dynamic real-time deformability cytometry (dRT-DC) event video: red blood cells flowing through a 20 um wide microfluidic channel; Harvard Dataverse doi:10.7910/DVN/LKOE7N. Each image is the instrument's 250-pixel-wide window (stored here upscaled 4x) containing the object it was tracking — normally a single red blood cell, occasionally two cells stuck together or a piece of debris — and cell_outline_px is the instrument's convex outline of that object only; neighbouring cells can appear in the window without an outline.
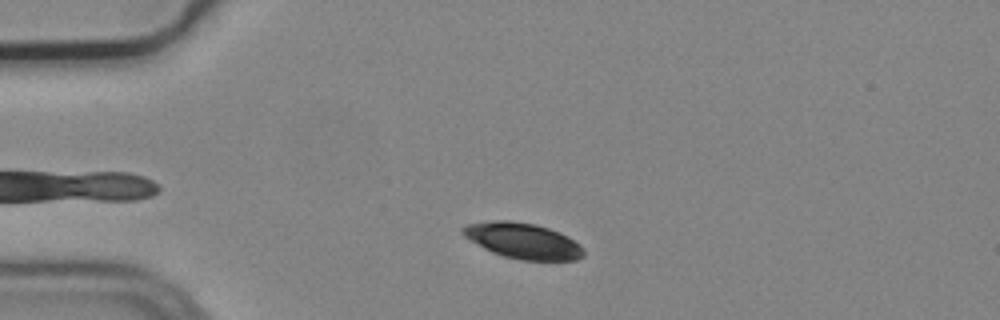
{"species": "common noctule bat (a hibernating species)", "species_latin": "Nyctalus noctula", "temperature_condition": "cold", "stored_images_in_passage": 3, "camera_frame_rate_fps": 3000, "um_per_image_px": 0.085, "animal": {"sex": "male", "body_mass_g": 19.2, "forearm_length_mm": 51.8}, "frame": {"image": 1, "passage_image": 1, "time_ms": 0.0, "image_size_px": [1000, 320], "cell_outline_px": [[584, 256], [576, 260], [520, 260], [504, 256], [492, 252], [484, 248], [464, 236], [460, 232], [468, 224], [492, 220], [512, 220], [536, 224], [560, 232], [568, 236], [584, 252]], "centroid_in_image_um": [44.43, 20.46], "position_along_channel_um": 40.6, "area_um2": 24.91}}
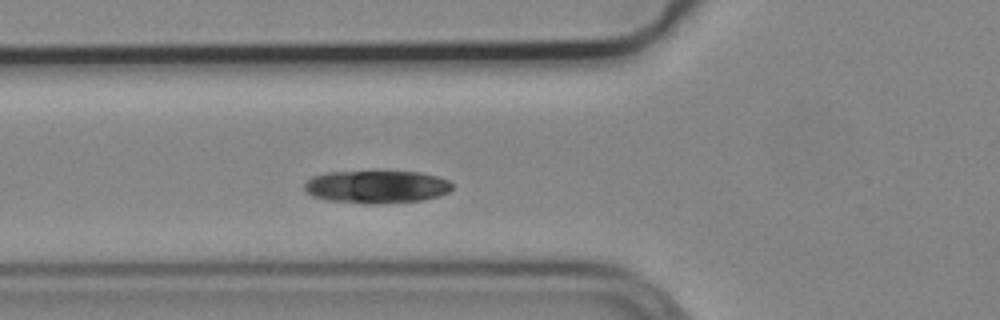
{"frame": {"image": 2, "passage_image": 3, "time_ms": 0.667, "image_size_px": [1000, 320], "cell_outline_px": [[452, 188], [448, 192], [436, 196], [420, 200], [372, 204], [368, 204], [328, 200], [312, 196], [304, 188], [304, 184], [312, 176], [324, 172], [376, 168], [380, 168], [420, 172], [436, 176], [448, 180], [452, 184]], "centroid_in_image_um": [31.97, 15.81], "position_along_channel_um": 93.8, "area_um2": 29.36}}